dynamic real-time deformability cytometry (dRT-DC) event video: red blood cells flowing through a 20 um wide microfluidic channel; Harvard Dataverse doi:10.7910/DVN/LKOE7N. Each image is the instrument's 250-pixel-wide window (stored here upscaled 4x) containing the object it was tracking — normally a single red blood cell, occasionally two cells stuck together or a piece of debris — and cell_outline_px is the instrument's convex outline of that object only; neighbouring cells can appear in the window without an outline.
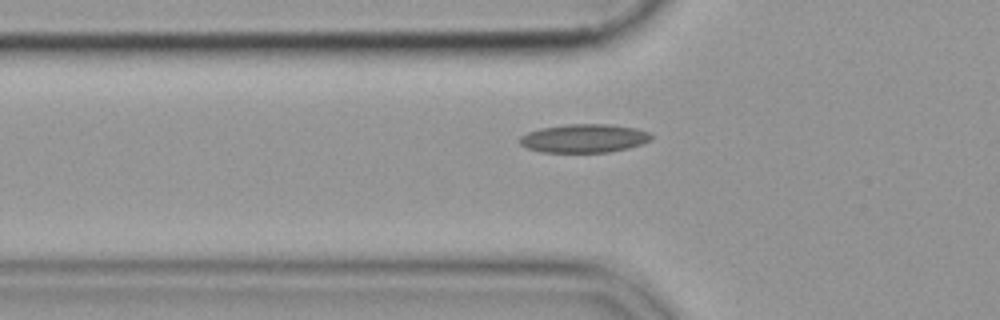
{"species": "common noctule bat (a hibernating species)", "species_latin": "Nyctalus noctula", "temperature_condition": "cold", "stored_images_in_passage": 39, "camera_frame_rate_fps": 3000, "um_per_image_px": 0.085, "animal": {"sex": "female", "body_mass_g": 19.9}, "frame": {"image": 1, "passage_image": 3, "time_ms": 0.667, "image_size_px": [1000, 320], "cell_outline_px": [[652, 140], [628, 148], [608, 152], [540, 152], [528, 148], [520, 144], [516, 140], [520, 136], [528, 132], [540, 128], [568, 124], [608, 124], [636, 128], [648, 132], [652, 136]], "centroid_in_image_um": [49.61, 11.76], "position_along_channel_um": 76.2, "area_um2": 21.91}}
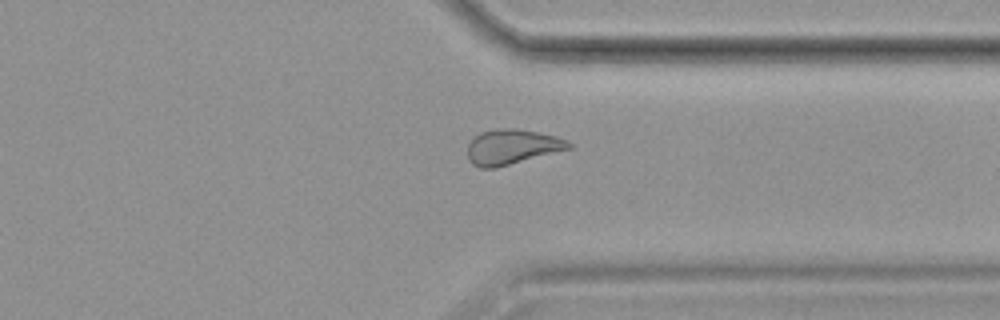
{"frame": {"image": 2, "passage_image": 27, "time_ms": 8.667, "image_size_px": [1000, 320], "cell_outline_px": [[572, 148], [496, 168], [480, 168], [472, 164], [468, 160], [468, 144], [480, 132], [496, 128], [516, 128], [556, 136], [568, 140], [572, 144]], "centroid_in_image_um": [43.52, 12.48], "position_along_channel_um": 367.9, "area_um2": 20.75}}
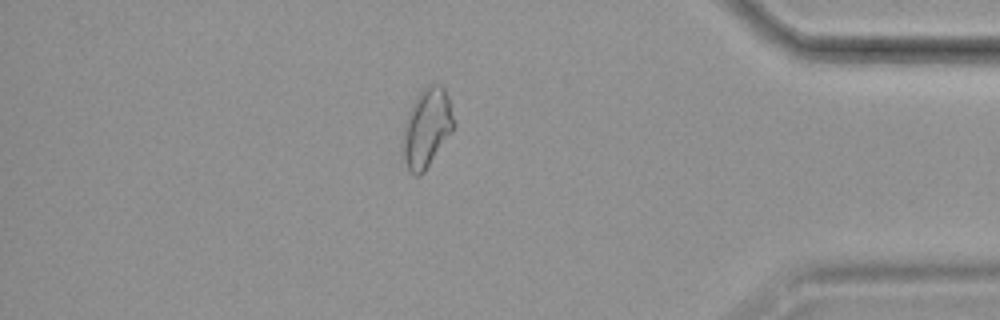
{"frame": {"image": 3, "passage_image": 32, "time_ms": 10.333, "image_size_px": [1000, 320], "cell_outline_px": [[452, 132], [424, 172], [420, 176], [416, 176], [408, 172], [400, 152], [400, 144], [404, 124], [408, 112], [416, 96], [428, 84], [440, 84], [444, 88], [448, 96], [452, 116]], "centroid_in_image_um": [36.2, 10.92], "position_along_channel_um": 399.0, "area_um2": 23.7}}